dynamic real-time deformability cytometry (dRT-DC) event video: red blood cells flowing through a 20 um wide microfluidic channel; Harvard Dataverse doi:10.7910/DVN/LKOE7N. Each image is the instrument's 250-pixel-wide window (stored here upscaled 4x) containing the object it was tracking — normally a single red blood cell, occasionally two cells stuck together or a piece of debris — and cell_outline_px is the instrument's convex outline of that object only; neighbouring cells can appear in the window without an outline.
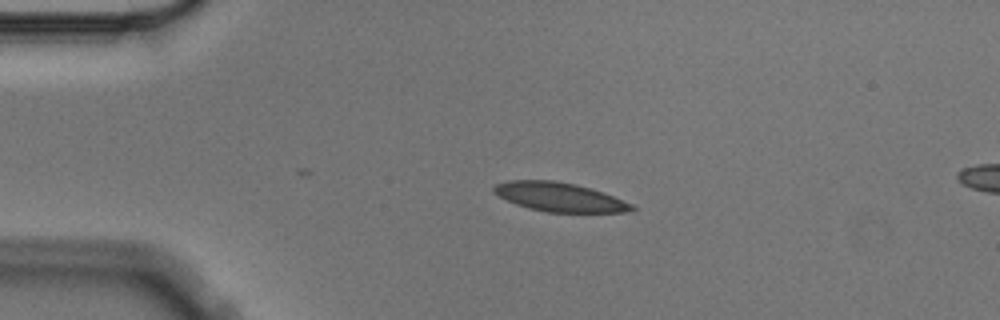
{"species": "Egyptian fruit bat (a non-hibernating species)", "species_latin": "Rousettus aegyptiacus", "temperature_condition": "cold", "stored_images_in_passage": 4, "segment_of_instrument_passage": [1, 2], "camera_frame_rate_fps": 3000, "um_per_image_px": 0.085, "animal": {"sex": "male"}, "frame": {"image": 1, "passage_image": 3, "time_ms": 0.667, "image_size_px": [1000, 320], "cell_outline_px": [[636, 208], [632, 212], [548, 212], [528, 208], [516, 204], [492, 192], [492, 188], [496, 184], [508, 180], [552, 180], [576, 184], [604, 192], [632, 204]], "centroid_in_image_um": [47.57, 16.74], "position_along_channel_um": 37.4, "area_um2": 23.29}}